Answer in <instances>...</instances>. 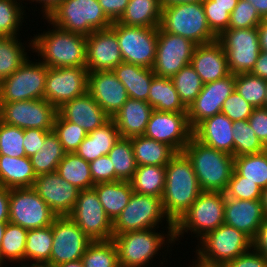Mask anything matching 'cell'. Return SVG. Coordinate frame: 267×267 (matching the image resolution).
<instances>
[{
  "instance_id": "bcb514c9",
  "label": "cell",
  "mask_w": 267,
  "mask_h": 267,
  "mask_svg": "<svg viewBox=\"0 0 267 267\" xmlns=\"http://www.w3.org/2000/svg\"><path fill=\"white\" fill-rule=\"evenodd\" d=\"M234 157L250 155L267 149L256 136L248 120L233 122Z\"/></svg>"
},
{
  "instance_id": "30bf717a",
  "label": "cell",
  "mask_w": 267,
  "mask_h": 267,
  "mask_svg": "<svg viewBox=\"0 0 267 267\" xmlns=\"http://www.w3.org/2000/svg\"><path fill=\"white\" fill-rule=\"evenodd\" d=\"M29 61L0 81V102L44 99L48 67Z\"/></svg>"
},
{
  "instance_id": "4316f807",
  "label": "cell",
  "mask_w": 267,
  "mask_h": 267,
  "mask_svg": "<svg viewBox=\"0 0 267 267\" xmlns=\"http://www.w3.org/2000/svg\"><path fill=\"white\" fill-rule=\"evenodd\" d=\"M233 121L219 113L200 122L193 137L202 144L234 156Z\"/></svg>"
},
{
  "instance_id": "003e7915",
  "label": "cell",
  "mask_w": 267,
  "mask_h": 267,
  "mask_svg": "<svg viewBox=\"0 0 267 267\" xmlns=\"http://www.w3.org/2000/svg\"><path fill=\"white\" fill-rule=\"evenodd\" d=\"M260 48L262 51H267V20H263L261 24L257 27Z\"/></svg>"
},
{
  "instance_id": "7402d4cb",
  "label": "cell",
  "mask_w": 267,
  "mask_h": 267,
  "mask_svg": "<svg viewBox=\"0 0 267 267\" xmlns=\"http://www.w3.org/2000/svg\"><path fill=\"white\" fill-rule=\"evenodd\" d=\"M86 68L89 72L113 70L123 59L116 33L107 28L86 36Z\"/></svg>"
},
{
  "instance_id": "db71d44e",
  "label": "cell",
  "mask_w": 267,
  "mask_h": 267,
  "mask_svg": "<svg viewBox=\"0 0 267 267\" xmlns=\"http://www.w3.org/2000/svg\"><path fill=\"white\" fill-rule=\"evenodd\" d=\"M254 107L235 90L225 99L221 113L231 121L248 120Z\"/></svg>"
},
{
  "instance_id": "7c38bea8",
  "label": "cell",
  "mask_w": 267,
  "mask_h": 267,
  "mask_svg": "<svg viewBox=\"0 0 267 267\" xmlns=\"http://www.w3.org/2000/svg\"><path fill=\"white\" fill-rule=\"evenodd\" d=\"M217 40L227 56L229 72L250 73L261 52L257 28L227 29Z\"/></svg>"
},
{
  "instance_id": "ab89813d",
  "label": "cell",
  "mask_w": 267,
  "mask_h": 267,
  "mask_svg": "<svg viewBox=\"0 0 267 267\" xmlns=\"http://www.w3.org/2000/svg\"><path fill=\"white\" fill-rule=\"evenodd\" d=\"M53 245L52 225L29 229L25 244V260L43 262L50 266V253Z\"/></svg>"
},
{
  "instance_id": "e0dca14e",
  "label": "cell",
  "mask_w": 267,
  "mask_h": 267,
  "mask_svg": "<svg viewBox=\"0 0 267 267\" xmlns=\"http://www.w3.org/2000/svg\"><path fill=\"white\" fill-rule=\"evenodd\" d=\"M195 48L196 44L192 41L167 33L159 26L155 61L152 67L154 74L171 78L191 63Z\"/></svg>"
},
{
  "instance_id": "f907efd6",
  "label": "cell",
  "mask_w": 267,
  "mask_h": 267,
  "mask_svg": "<svg viewBox=\"0 0 267 267\" xmlns=\"http://www.w3.org/2000/svg\"><path fill=\"white\" fill-rule=\"evenodd\" d=\"M24 129L5 124L0 120V155L24 157Z\"/></svg>"
},
{
  "instance_id": "f6af8a7d",
  "label": "cell",
  "mask_w": 267,
  "mask_h": 267,
  "mask_svg": "<svg viewBox=\"0 0 267 267\" xmlns=\"http://www.w3.org/2000/svg\"><path fill=\"white\" fill-rule=\"evenodd\" d=\"M183 105L188 108L203 88V82L191 64L170 78Z\"/></svg>"
},
{
  "instance_id": "6da1fadb",
  "label": "cell",
  "mask_w": 267,
  "mask_h": 267,
  "mask_svg": "<svg viewBox=\"0 0 267 267\" xmlns=\"http://www.w3.org/2000/svg\"><path fill=\"white\" fill-rule=\"evenodd\" d=\"M201 192L191 161L183 152L177 153L165 166L162 202L168 218L175 224Z\"/></svg>"
},
{
  "instance_id": "c3c4849f",
  "label": "cell",
  "mask_w": 267,
  "mask_h": 267,
  "mask_svg": "<svg viewBox=\"0 0 267 267\" xmlns=\"http://www.w3.org/2000/svg\"><path fill=\"white\" fill-rule=\"evenodd\" d=\"M53 131L58 136L66 153L75 152L88 135L84 128L63 119L58 113L54 121Z\"/></svg>"
},
{
  "instance_id": "5b68a950",
  "label": "cell",
  "mask_w": 267,
  "mask_h": 267,
  "mask_svg": "<svg viewBox=\"0 0 267 267\" xmlns=\"http://www.w3.org/2000/svg\"><path fill=\"white\" fill-rule=\"evenodd\" d=\"M160 27L165 32L182 36L196 45L207 44L218 38L208 25L202 2L162 7Z\"/></svg>"
},
{
  "instance_id": "5bb4252c",
  "label": "cell",
  "mask_w": 267,
  "mask_h": 267,
  "mask_svg": "<svg viewBox=\"0 0 267 267\" xmlns=\"http://www.w3.org/2000/svg\"><path fill=\"white\" fill-rule=\"evenodd\" d=\"M57 108L46 99L0 102V120L21 129L52 131Z\"/></svg>"
},
{
  "instance_id": "f35d334b",
  "label": "cell",
  "mask_w": 267,
  "mask_h": 267,
  "mask_svg": "<svg viewBox=\"0 0 267 267\" xmlns=\"http://www.w3.org/2000/svg\"><path fill=\"white\" fill-rule=\"evenodd\" d=\"M234 170L244 180L267 187V149L262 152L234 157Z\"/></svg>"
},
{
  "instance_id": "681fc988",
  "label": "cell",
  "mask_w": 267,
  "mask_h": 267,
  "mask_svg": "<svg viewBox=\"0 0 267 267\" xmlns=\"http://www.w3.org/2000/svg\"><path fill=\"white\" fill-rule=\"evenodd\" d=\"M17 0H0V37H15L24 18Z\"/></svg>"
},
{
  "instance_id": "9c48e42d",
  "label": "cell",
  "mask_w": 267,
  "mask_h": 267,
  "mask_svg": "<svg viewBox=\"0 0 267 267\" xmlns=\"http://www.w3.org/2000/svg\"><path fill=\"white\" fill-rule=\"evenodd\" d=\"M123 62L152 69L158 40V27L128 26L112 22Z\"/></svg>"
},
{
  "instance_id": "89a4df30",
  "label": "cell",
  "mask_w": 267,
  "mask_h": 267,
  "mask_svg": "<svg viewBox=\"0 0 267 267\" xmlns=\"http://www.w3.org/2000/svg\"><path fill=\"white\" fill-rule=\"evenodd\" d=\"M31 1H36V2H41L43 3V13L45 17H47L51 11L63 0H31Z\"/></svg>"
},
{
  "instance_id": "b9f144b4",
  "label": "cell",
  "mask_w": 267,
  "mask_h": 267,
  "mask_svg": "<svg viewBox=\"0 0 267 267\" xmlns=\"http://www.w3.org/2000/svg\"><path fill=\"white\" fill-rule=\"evenodd\" d=\"M15 37H0V81L9 77L27 59L25 47Z\"/></svg>"
},
{
  "instance_id": "8fae6325",
  "label": "cell",
  "mask_w": 267,
  "mask_h": 267,
  "mask_svg": "<svg viewBox=\"0 0 267 267\" xmlns=\"http://www.w3.org/2000/svg\"><path fill=\"white\" fill-rule=\"evenodd\" d=\"M56 217L33 187L10 189L9 222L29 230L51 226Z\"/></svg>"
},
{
  "instance_id": "9f6ffc18",
  "label": "cell",
  "mask_w": 267,
  "mask_h": 267,
  "mask_svg": "<svg viewBox=\"0 0 267 267\" xmlns=\"http://www.w3.org/2000/svg\"><path fill=\"white\" fill-rule=\"evenodd\" d=\"M90 173L93 182H114L115 169L112 167L110 157L108 155L101 156L89 162Z\"/></svg>"
},
{
  "instance_id": "83f0119b",
  "label": "cell",
  "mask_w": 267,
  "mask_h": 267,
  "mask_svg": "<svg viewBox=\"0 0 267 267\" xmlns=\"http://www.w3.org/2000/svg\"><path fill=\"white\" fill-rule=\"evenodd\" d=\"M153 110L147 101L128 98L112 117L120 137L131 138L144 135Z\"/></svg>"
},
{
  "instance_id": "1f68e13d",
  "label": "cell",
  "mask_w": 267,
  "mask_h": 267,
  "mask_svg": "<svg viewBox=\"0 0 267 267\" xmlns=\"http://www.w3.org/2000/svg\"><path fill=\"white\" fill-rule=\"evenodd\" d=\"M105 213L112 222L120 215L128 205L134 192L130 181L100 182L93 186Z\"/></svg>"
},
{
  "instance_id": "816d5d0a",
  "label": "cell",
  "mask_w": 267,
  "mask_h": 267,
  "mask_svg": "<svg viewBox=\"0 0 267 267\" xmlns=\"http://www.w3.org/2000/svg\"><path fill=\"white\" fill-rule=\"evenodd\" d=\"M263 19L256 8L246 0H239L230 13L229 29L257 28Z\"/></svg>"
},
{
  "instance_id": "d4e9b609",
  "label": "cell",
  "mask_w": 267,
  "mask_h": 267,
  "mask_svg": "<svg viewBox=\"0 0 267 267\" xmlns=\"http://www.w3.org/2000/svg\"><path fill=\"white\" fill-rule=\"evenodd\" d=\"M264 219L260 200H240L225 196L224 224L244 232L253 239Z\"/></svg>"
},
{
  "instance_id": "f5cc1de1",
  "label": "cell",
  "mask_w": 267,
  "mask_h": 267,
  "mask_svg": "<svg viewBox=\"0 0 267 267\" xmlns=\"http://www.w3.org/2000/svg\"><path fill=\"white\" fill-rule=\"evenodd\" d=\"M262 188L256 183L244 180L235 170L224 192L225 196L240 200H260Z\"/></svg>"
},
{
  "instance_id": "6f0895ef",
  "label": "cell",
  "mask_w": 267,
  "mask_h": 267,
  "mask_svg": "<svg viewBox=\"0 0 267 267\" xmlns=\"http://www.w3.org/2000/svg\"><path fill=\"white\" fill-rule=\"evenodd\" d=\"M248 122L258 139L267 148V108H254Z\"/></svg>"
},
{
  "instance_id": "b9fcfbb0",
  "label": "cell",
  "mask_w": 267,
  "mask_h": 267,
  "mask_svg": "<svg viewBox=\"0 0 267 267\" xmlns=\"http://www.w3.org/2000/svg\"><path fill=\"white\" fill-rule=\"evenodd\" d=\"M192 267H194V265ZM195 267H204V266H201L198 263L197 264L195 263Z\"/></svg>"
},
{
  "instance_id": "11e5206c",
  "label": "cell",
  "mask_w": 267,
  "mask_h": 267,
  "mask_svg": "<svg viewBox=\"0 0 267 267\" xmlns=\"http://www.w3.org/2000/svg\"><path fill=\"white\" fill-rule=\"evenodd\" d=\"M22 267H27L26 265H22ZM29 267V265H28ZM30 267H51L47 263L43 262H34L33 264L31 263Z\"/></svg>"
},
{
  "instance_id": "277c9868",
  "label": "cell",
  "mask_w": 267,
  "mask_h": 267,
  "mask_svg": "<svg viewBox=\"0 0 267 267\" xmlns=\"http://www.w3.org/2000/svg\"><path fill=\"white\" fill-rule=\"evenodd\" d=\"M45 19L63 30L83 36L112 25L98 0H63Z\"/></svg>"
},
{
  "instance_id": "60d3db41",
  "label": "cell",
  "mask_w": 267,
  "mask_h": 267,
  "mask_svg": "<svg viewBox=\"0 0 267 267\" xmlns=\"http://www.w3.org/2000/svg\"><path fill=\"white\" fill-rule=\"evenodd\" d=\"M112 167L115 169V181H130L137 168L130 138L120 137L109 151Z\"/></svg>"
},
{
  "instance_id": "6125c7cd",
  "label": "cell",
  "mask_w": 267,
  "mask_h": 267,
  "mask_svg": "<svg viewBox=\"0 0 267 267\" xmlns=\"http://www.w3.org/2000/svg\"><path fill=\"white\" fill-rule=\"evenodd\" d=\"M252 248L267 260V218L258 227L257 233L252 239Z\"/></svg>"
},
{
  "instance_id": "2644e50d",
  "label": "cell",
  "mask_w": 267,
  "mask_h": 267,
  "mask_svg": "<svg viewBox=\"0 0 267 267\" xmlns=\"http://www.w3.org/2000/svg\"><path fill=\"white\" fill-rule=\"evenodd\" d=\"M159 1L162 7H166L173 4L203 2L204 0H159Z\"/></svg>"
},
{
  "instance_id": "cb8c5ba5",
  "label": "cell",
  "mask_w": 267,
  "mask_h": 267,
  "mask_svg": "<svg viewBox=\"0 0 267 267\" xmlns=\"http://www.w3.org/2000/svg\"><path fill=\"white\" fill-rule=\"evenodd\" d=\"M190 64L203 84L222 79L230 74L226 53L218 40L196 45Z\"/></svg>"
},
{
  "instance_id": "8d00e7d4",
  "label": "cell",
  "mask_w": 267,
  "mask_h": 267,
  "mask_svg": "<svg viewBox=\"0 0 267 267\" xmlns=\"http://www.w3.org/2000/svg\"><path fill=\"white\" fill-rule=\"evenodd\" d=\"M130 183L136 193L162 197L165 189V166H137Z\"/></svg>"
},
{
  "instance_id": "a7ac6f4b",
  "label": "cell",
  "mask_w": 267,
  "mask_h": 267,
  "mask_svg": "<svg viewBox=\"0 0 267 267\" xmlns=\"http://www.w3.org/2000/svg\"><path fill=\"white\" fill-rule=\"evenodd\" d=\"M250 2L257 10L263 20H267V0H246Z\"/></svg>"
},
{
  "instance_id": "ee69618b",
  "label": "cell",
  "mask_w": 267,
  "mask_h": 267,
  "mask_svg": "<svg viewBox=\"0 0 267 267\" xmlns=\"http://www.w3.org/2000/svg\"><path fill=\"white\" fill-rule=\"evenodd\" d=\"M28 230L11 222H7L0 247V261L5 259L23 261Z\"/></svg>"
},
{
  "instance_id": "11a10c76",
  "label": "cell",
  "mask_w": 267,
  "mask_h": 267,
  "mask_svg": "<svg viewBox=\"0 0 267 267\" xmlns=\"http://www.w3.org/2000/svg\"><path fill=\"white\" fill-rule=\"evenodd\" d=\"M205 16L211 31L219 37L228 29L230 13L221 6H203Z\"/></svg>"
},
{
  "instance_id": "d590c367",
  "label": "cell",
  "mask_w": 267,
  "mask_h": 267,
  "mask_svg": "<svg viewBox=\"0 0 267 267\" xmlns=\"http://www.w3.org/2000/svg\"><path fill=\"white\" fill-rule=\"evenodd\" d=\"M56 172L80 191L91 189L95 185L91 177L89 162L75 152L65 153L64 158L57 166Z\"/></svg>"
},
{
  "instance_id": "836d02e7",
  "label": "cell",
  "mask_w": 267,
  "mask_h": 267,
  "mask_svg": "<svg viewBox=\"0 0 267 267\" xmlns=\"http://www.w3.org/2000/svg\"><path fill=\"white\" fill-rule=\"evenodd\" d=\"M161 18L162 5L159 0H129L117 22L128 26L159 27Z\"/></svg>"
},
{
  "instance_id": "f1b7e54d",
  "label": "cell",
  "mask_w": 267,
  "mask_h": 267,
  "mask_svg": "<svg viewBox=\"0 0 267 267\" xmlns=\"http://www.w3.org/2000/svg\"><path fill=\"white\" fill-rule=\"evenodd\" d=\"M120 138L119 130L112 118L102 126L88 133L75 153L87 162L108 155Z\"/></svg>"
},
{
  "instance_id": "e7e4bbea",
  "label": "cell",
  "mask_w": 267,
  "mask_h": 267,
  "mask_svg": "<svg viewBox=\"0 0 267 267\" xmlns=\"http://www.w3.org/2000/svg\"><path fill=\"white\" fill-rule=\"evenodd\" d=\"M250 73L254 76L267 80V51L261 50L255 66Z\"/></svg>"
},
{
  "instance_id": "ac0fdd59",
  "label": "cell",
  "mask_w": 267,
  "mask_h": 267,
  "mask_svg": "<svg viewBox=\"0 0 267 267\" xmlns=\"http://www.w3.org/2000/svg\"><path fill=\"white\" fill-rule=\"evenodd\" d=\"M144 135L165 143L180 153L193 137V129L187 112L153 110Z\"/></svg>"
},
{
  "instance_id": "94428289",
  "label": "cell",
  "mask_w": 267,
  "mask_h": 267,
  "mask_svg": "<svg viewBox=\"0 0 267 267\" xmlns=\"http://www.w3.org/2000/svg\"><path fill=\"white\" fill-rule=\"evenodd\" d=\"M104 14L111 22L118 21L124 13L129 0H98Z\"/></svg>"
},
{
  "instance_id": "d6986e66",
  "label": "cell",
  "mask_w": 267,
  "mask_h": 267,
  "mask_svg": "<svg viewBox=\"0 0 267 267\" xmlns=\"http://www.w3.org/2000/svg\"><path fill=\"white\" fill-rule=\"evenodd\" d=\"M86 67L48 68L44 99L57 109L88 92Z\"/></svg>"
},
{
  "instance_id": "74e56055",
  "label": "cell",
  "mask_w": 267,
  "mask_h": 267,
  "mask_svg": "<svg viewBox=\"0 0 267 267\" xmlns=\"http://www.w3.org/2000/svg\"><path fill=\"white\" fill-rule=\"evenodd\" d=\"M65 153L58 136L53 130L50 131L39 151L30 157L35 174L38 176L56 171Z\"/></svg>"
},
{
  "instance_id": "2e32d148",
  "label": "cell",
  "mask_w": 267,
  "mask_h": 267,
  "mask_svg": "<svg viewBox=\"0 0 267 267\" xmlns=\"http://www.w3.org/2000/svg\"><path fill=\"white\" fill-rule=\"evenodd\" d=\"M52 233L51 267L80 260L92 242L69 216H57L52 223Z\"/></svg>"
},
{
  "instance_id": "603a6c76",
  "label": "cell",
  "mask_w": 267,
  "mask_h": 267,
  "mask_svg": "<svg viewBox=\"0 0 267 267\" xmlns=\"http://www.w3.org/2000/svg\"><path fill=\"white\" fill-rule=\"evenodd\" d=\"M88 93L110 118L129 98L125 86L118 80L113 70L89 72Z\"/></svg>"
},
{
  "instance_id": "7dc6e473",
  "label": "cell",
  "mask_w": 267,
  "mask_h": 267,
  "mask_svg": "<svg viewBox=\"0 0 267 267\" xmlns=\"http://www.w3.org/2000/svg\"><path fill=\"white\" fill-rule=\"evenodd\" d=\"M267 90V80L251 73L235 75V91L254 108L263 107Z\"/></svg>"
},
{
  "instance_id": "52a82bcc",
  "label": "cell",
  "mask_w": 267,
  "mask_h": 267,
  "mask_svg": "<svg viewBox=\"0 0 267 267\" xmlns=\"http://www.w3.org/2000/svg\"><path fill=\"white\" fill-rule=\"evenodd\" d=\"M200 240L197 263L204 267H221L252 249V239L227 224L220 225Z\"/></svg>"
},
{
  "instance_id": "44dd1931",
  "label": "cell",
  "mask_w": 267,
  "mask_h": 267,
  "mask_svg": "<svg viewBox=\"0 0 267 267\" xmlns=\"http://www.w3.org/2000/svg\"><path fill=\"white\" fill-rule=\"evenodd\" d=\"M33 188L57 216H69L80 190L56 172L38 175Z\"/></svg>"
},
{
  "instance_id": "9a60e30c",
  "label": "cell",
  "mask_w": 267,
  "mask_h": 267,
  "mask_svg": "<svg viewBox=\"0 0 267 267\" xmlns=\"http://www.w3.org/2000/svg\"><path fill=\"white\" fill-rule=\"evenodd\" d=\"M69 217L92 241H105L113 238V222L105 213L93 188L79 192Z\"/></svg>"
},
{
  "instance_id": "753ad0ef",
  "label": "cell",
  "mask_w": 267,
  "mask_h": 267,
  "mask_svg": "<svg viewBox=\"0 0 267 267\" xmlns=\"http://www.w3.org/2000/svg\"><path fill=\"white\" fill-rule=\"evenodd\" d=\"M56 267H84L82 260H76V261H72V262H66L63 264H60Z\"/></svg>"
},
{
  "instance_id": "e575fe53",
  "label": "cell",
  "mask_w": 267,
  "mask_h": 267,
  "mask_svg": "<svg viewBox=\"0 0 267 267\" xmlns=\"http://www.w3.org/2000/svg\"><path fill=\"white\" fill-rule=\"evenodd\" d=\"M147 102L155 111L187 112L169 77L152 78Z\"/></svg>"
},
{
  "instance_id": "7bdbcfd3",
  "label": "cell",
  "mask_w": 267,
  "mask_h": 267,
  "mask_svg": "<svg viewBox=\"0 0 267 267\" xmlns=\"http://www.w3.org/2000/svg\"><path fill=\"white\" fill-rule=\"evenodd\" d=\"M84 267H119L118 251L114 241H92L81 257Z\"/></svg>"
},
{
  "instance_id": "4fadbf2b",
  "label": "cell",
  "mask_w": 267,
  "mask_h": 267,
  "mask_svg": "<svg viewBox=\"0 0 267 267\" xmlns=\"http://www.w3.org/2000/svg\"><path fill=\"white\" fill-rule=\"evenodd\" d=\"M155 228L129 231L114 235L118 251L119 267H145L150 263L161 246L165 244L164 234L155 232Z\"/></svg>"
},
{
  "instance_id": "3957f363",
  "label": "cell",
  "mask_w": 267,
  "mask_h": 267,
  "mask_svg": "<svg viewBox=\"0 0 267 267\" xmlns=\"http://www.w3.org/2000/svg\"><path fill=\"white\" fill-rule=\"evenodd\" d=\"M183 153L191 161L202 191L225 192L234 170V156L192 137Z\"/></svg>"
},
{
  "instance_id": "ba28073f",
  "label": "cell",
  "mask_w": 267,
  "mask_h": 267,
  "mask_svg": "<svg viewBox=\"0 0 267 267\" xmlns=\"http://www.w3.org/2000/svg\"><path fill=\"white\" fill-rule=\"evenodd\" d=\"M225 194L202 191L189 209L174 224V238L190 230L201 239L224 224ZM180 235V236H179Z\"/></svg>"
},
{
  "instance_id": "f546056e",
  "label": "cell",
  "mask_w": 267,
  "mask_h": 267,
  "mask_svg": "<svg viewBox=\"0 0 267 267\" xmlns=\"http://www.w3.org/2000/svg\"><path fill=\"white\" fill-rule=\"evenodd\" d=\"M36 177L30 157L0 155V186L9 189L33 187Z\"/></svg>"
},
{
  "instance_id": "34e18365",
  "label": "cell",
  "mask_w": 267,
  "mask_h": 267,
  "mask_svg": "<svg viewBox=\"0 0 267 267\" xmlns=\"http://www.w3.org/2000/svg\"><path fill=\"white\" fill-rule=\"evenodd\" d=\"M7 222H0V247L2 244V238L5 232V227H6Z\"/></svg>"
},
{
  "instance_id": "2a66077c",
  "label": "cell",
  "mask_w": 267,
  "mask_h": 267,
  "mask_svg": "<svg viewBox=\"0 0 267 267\" xmlns=\"http://www.w3.org/2000/svg\"><path fill=\"white\" fill-rule=\"evenodd\" d=\"M264 108H267V90H266V96H265V102H264Z\"/></svg>"
},
{
  "instance_id": "8c879c8a",
  "label": "cell",
  "mask_w": 267,
  "mask_h": 267,
  "mask_svg": "<svg viewBox=\"0 0 267 267\" xmlns=\"http://www.w3.org/2000/svg\"><path fill=\"white\" fill-rule=\"evenodd\" d=\"M260 202L262 205L264 216L265 218H267V187L262 189Z\"/></svg>"
},
{
  "instance_id": "484cf974",
  "label": "cell",
  "mask_w": 267,
  "mask_h": 267,
  "mask_svg": "<svg viewBox=\"0 0 267 267\" xmlns=\"http://www.w3.org/2000/svg\"><path fill=\"white\" fill-rule=\"evenodd\" d=\"M57 113L63 119L84 128L88 133L110 119L88 92L62 104Z\"/></svg>"
},
{
  "instance_id": "7a4b0ae2",
  "label": "cell",
  "mask_w": 267,
  "mask_h": 267,
  "mask_svg": "<svg viewBox=\"0 0 267 267\" xmlns=\"http://www.w3.org/2000/svg\"><path fill=\"white\" fill-rule=\"evenodd\" d=\"M53 27L30 43L43 58L41 62L48 68L86 67V36Z\"/></svg>"
},
{
  "instance_id": "91938a15",
  "label": "cell",
  "mask_w": 267,
  "mask_h": 267,
  "mask_svg": "<svg viewBox=\"0 0 267 267\" xmlns=\"http://www.w3.org/2000/svg\"><path fill=\"white\" fill-rule=\"evenodd\" d=\"M221 267H267V260L259 252L250 249Z\"/></svg>"
},
{
  "instance_id": "d6a6232c",
  "label": "cell",
  "mask_w": 267,
  "mask_h": 267,
  "mask_svg": "<svg viewBox=\"0 0 267 267\" xmlns=\"http://www.w3.org/2000/svg\"><path fill=\"white\" fill-rule=\"evenodd\" d=\"M134 157L138 166H166L177 152L169 145L145 135L131 137Z\"/></svg>"
},
{
  "instance_id": "4dcf8cb0",
  "label": "cell",
  "mask_w": 267,
  "mask_h": 267,
  "mask_svg": "<svg viewBox=\"0 0 267 267\" xmlns=\"http://www.w3.org/2000/svg\"><path fill=\"white\" fill-rule=\"evenodd\" d=\"M113 72L125 86L129 98L148 100L149 88L155 76L153 69L123 62Z\"/></svg>"
},
{
  "instance_id": "8992f818",
  "label": "cell",
  "mask_w": 267,
  "mask_h": 267,
  "mask_svg": "<svg viewBox=\"0 0 267 267\" xmlns=\"http://www.w3.org/2000/svg\"><path fill=\"white\" fill-rule=\"evenodd\" d=\"M163 217H166L168 223L169 231L166 238H169L168 242L172 243L175 240L174 223L164 211L162 197L133 192L128 205L113 222V236L129 231L155 228Z\"/></svg>"
},
{
  "instance_id": "680465c9",
  "label": "cell",
  "mask_w": 267,
  "mask_h": 267,
  "mask_svg": "<svg viewBox=\"0 0 267 267\" xmlns=\"http://www.w3.org/2000/svg\"><path fill=\"white\" fill-rule=\"evenodd\" d=\"M49 132L50 131L35 128L24 129L23 146L27 157H31L39 151Z\"/></svg>"
},
{
  "instance_id": "be15d7a7",
  "label": "cell",
  "mask_w": 267,
  "mask_h": 267,
  "mask_svg": "<svg viewBox=\"0 0 267 267\" xmlns=\"http://www.w3.org/2000/svg\"><path fill=\"white\" fill-rule=\"evenodd\" d=\"M10 189L0 186V222H9Z\"/></svg>"
},
{
  "instance_id": "ffe728a7",
  "label": "cell",
  "mask_w": 267,
  "mask_h": 267,
  "mask_svg": "<svg viewBox=\"0 0 267 267\" xmlns=\"http://www.w3.org/2000/svg\"><path fill=\"white\" fill-rule=\"evenodd\" d=\"M235 90V75L203 85L201 92L187 108L189 124L194 129L203 120L221 113L225 99Z\"/></svg>"
},
{
  "instance_id": "03108f58",
  "label": "cell",
  "mask_w": 267,
  "mask_h": 267,
  "mask_svg": "<svg viewBox=\"0 0 267 267\" xmlns=\"http://www.w3.org/2000/svg\"><path fill=\"white\" fill-rule=\"evenodd\" d=\"M239 0H204L203 6H221L227 8V12L231 13Z\"/></svg>"
}]
</instances>
